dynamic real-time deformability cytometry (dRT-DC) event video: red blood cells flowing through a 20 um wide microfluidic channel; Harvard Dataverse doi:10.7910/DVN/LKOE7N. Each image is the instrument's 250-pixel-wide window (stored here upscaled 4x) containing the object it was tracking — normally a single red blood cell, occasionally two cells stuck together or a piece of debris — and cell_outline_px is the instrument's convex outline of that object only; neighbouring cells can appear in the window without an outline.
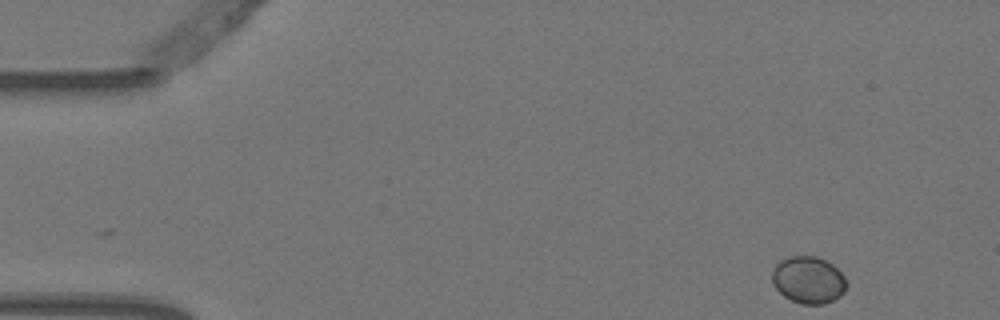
{"species": "Egyptian fruit bat (a non-hibernating species)", "species_latin": "Rousettus aegyptiacus", "temperature_condition": "warm", "stored_images_in_passage": 3, "camera_frame_rate_fps": 3000, "um_per_image_px": 0.085, "animal": {"sex": "female"}, "frame": {"image": 1, "passage_image": 1, "time_ms": 0.0, "image_size_px": [1000, 320], "cell_outline_px": [[848, 284], [844, 292], [840, 296], [824, 304], [800, 304], [784, 296], [772, 284], [772, 268], [780, 260], [788, 256], [816, 256], [832, 264], [844, 276]], "centroid_in_image_um": [68.7, 23.79], "position_along_channel_um": 16.3, "area_um2": 20.52}}